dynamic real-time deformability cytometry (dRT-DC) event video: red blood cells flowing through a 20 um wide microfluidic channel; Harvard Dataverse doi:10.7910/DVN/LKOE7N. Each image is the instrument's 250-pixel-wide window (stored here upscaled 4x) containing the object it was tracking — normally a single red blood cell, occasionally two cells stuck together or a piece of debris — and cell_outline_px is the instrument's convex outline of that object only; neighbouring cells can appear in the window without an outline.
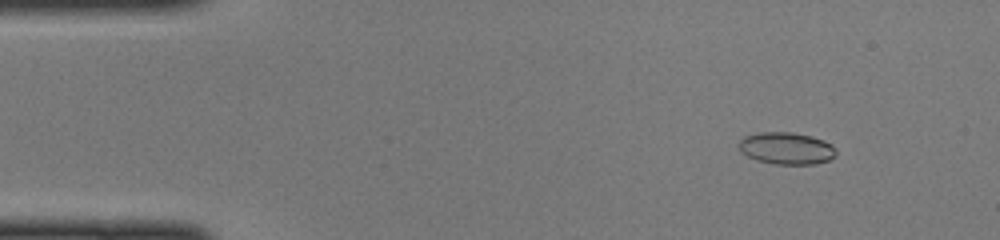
{"species": "common noctule bat (a hibernating species)", "species_latin": "Nyctalus noctula", "temperature_condition": "cold", "stored_images_in_passage": 48, "camera_frame_rate_fps": 3000, "um_per_image_px": 0.085, "animal": {"sex": "female", "body_mass_g": 22.0, "forearm_length_mm": 56.7}, "frame": {"image": 1, "passage_image": 6, "time_ms": 1.667, "image_size_px": [1000, 240], "cell_outline_px": [[836, 152], [828, 160], [816, 164], [776, 164], [756, 160], [740, 152], [740, 140], [744, 136], [760, 132], [792, 132], [812, 136], [824, 140], [832, 144], [836, 148]], "centroid_in_image_um": [66.85, 12.6], "position_along_channel_um": 18.1, "area_um2": 18.15}}
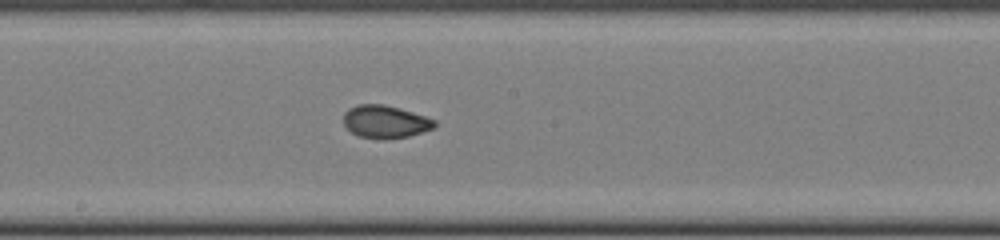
{"frame": {"image": 2, "passage_image": 26, "time_ms": 8.333, "image_size_px": [1000, 240], "cell_outline_px": [[436, 124], [432, 128], [408, 136], [384, 140], [360, 136], [352, 132], [344, 124], [344, 112], [348, 108], [356, 104], [384, 104], [400, 108], [436, 120]], "centroid_in_image_um": [32.72, 10.33], "position_along_channel_um": 215.5, "area_um2": 17.28}}
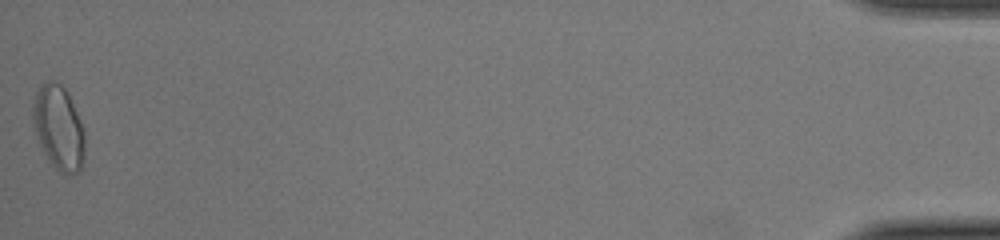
{"frame": {"image": 3, "passage_image": 48, "time_ms": 15.667, "image_size_px": [1000, 240], "cell_outline_px": [[84, 160], [80, 172], [64, 176], [48, 160], [40, 144], [32, 116], [32, 108], [36, 92], [48, 80], [52, 80], [60, 84], [68, 92], [84, 128]], "centroid_in_image_um": [5.01, 10.89], "position_along_channel_um": 430.2, "area_um2": 25.43}}